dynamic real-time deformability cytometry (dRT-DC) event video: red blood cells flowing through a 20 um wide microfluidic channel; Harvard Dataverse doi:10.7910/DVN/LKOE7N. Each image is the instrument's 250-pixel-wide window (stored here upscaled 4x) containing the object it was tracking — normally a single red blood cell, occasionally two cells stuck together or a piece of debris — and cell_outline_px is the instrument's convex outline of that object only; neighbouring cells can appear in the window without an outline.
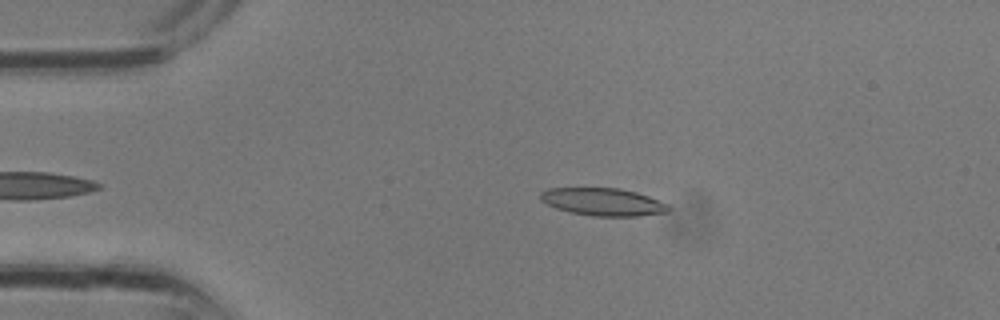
{"species": "common noctule bat (a hibernating species)", "species_latin": "Nyctalus noctula", "temperature_condition": "room temperature", "stored_images_in_passage": 10, "camera_frame_rate_fps": 3000, "um_per_image_px": 0.085, "animal": {"sex": "male", "body_mass_g": 13.3}, "frame": {"image": 1, "passage_image": 3, "time_ms": 0.667, "image_size_px": [1000, 320], "cell_outline_px": [[672, 208], [668, 212], [640, 216], [592, 216], [568, 212], [556, 208], [540, 200], [540, 192], [548, 188], [620, 188], [636, 192], [648, 196], [668, 204]], "centroid_in_image_um": [51.26, 17.16], "position_along_channel_um": 33.7, "area_um2": 20.75}}
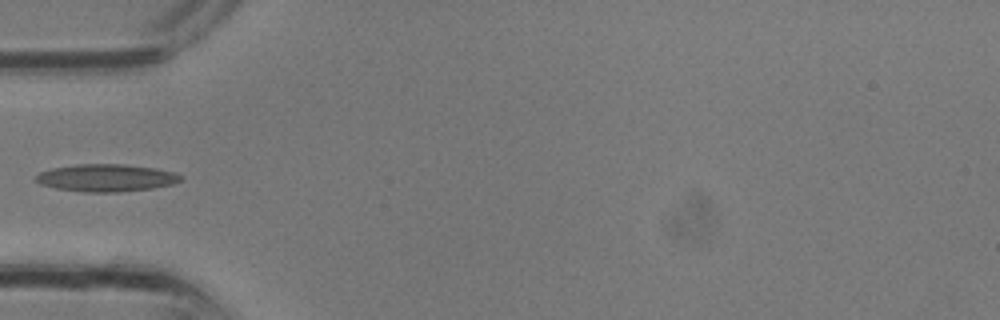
{"frame": {"image": 2, "passage_image": 7, "time_ms": 2.0, "image_size_px": [1000, 320], "cell_outline_px": [[184, 180], [172, 184], [152, 188], [120, 192], [84, 192], [56, 188], [40, 184], [36, 180], [36, 176], [40, 172], [52, 168], [76, 164], [124, 164], [156, 168], [176, 172], [184, 176]], "centroid_in_image_um": [9.09, 15.11], "position_along_channel_um": 75.9, "area_um2": 23.29}}
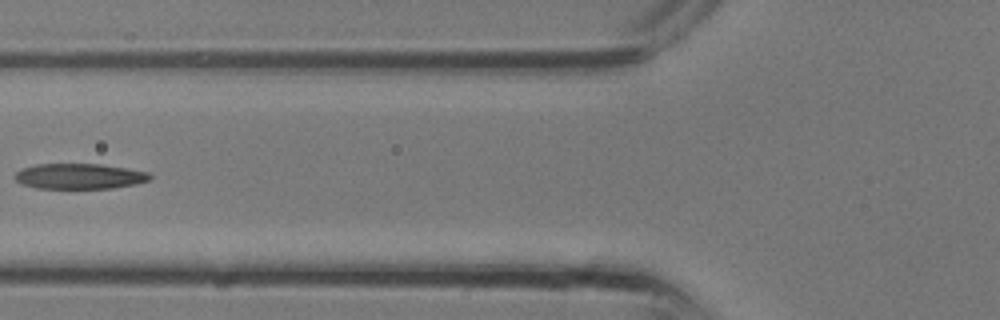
{"frame": {"image": 3, "passage_image": 9, "time_ms": 2.667, "image_size_px": [1000, 320], "cell_outline_px": [[152, 180], [136, 184], [112, 188], [36, 188], [20, 184], [12, 176], [16, 172], [24, 168], [36, 164], [100, 164], [128, 168], [148, 172], [152, 176]], "centroid_in_image_um": [6.76, 14.98], "position_along_channel_um": 119.0, "area_um2": 20.17}}